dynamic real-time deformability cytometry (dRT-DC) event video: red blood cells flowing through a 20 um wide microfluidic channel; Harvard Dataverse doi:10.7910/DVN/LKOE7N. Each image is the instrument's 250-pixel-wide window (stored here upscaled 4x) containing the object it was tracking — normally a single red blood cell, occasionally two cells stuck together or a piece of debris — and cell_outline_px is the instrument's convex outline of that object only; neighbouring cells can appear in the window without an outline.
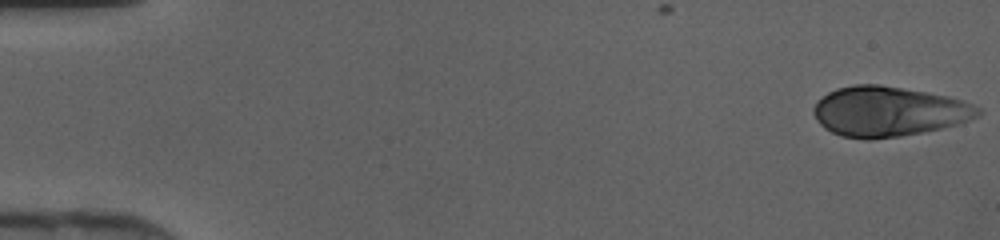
{"species": "human", "species_latin": "Homo sapiens", "temperature_condition": "cold", "stored_images_in_passage": 45, "camera_frame_rate_fps": 3000, "um_per_image_px": 0.085, "donor": {"sex": "female"}, "frame": {"image": 1, "passage_image": 1, "time_ms": 0.0, "image_size_px": [1000, 240], "cell_outline_px": [[984, 112], [980, 116], [956, 124], [940, 128], [900, 136], [868, 140], [840, 136], [824, 128], [816, 120], [812, 112], [812, 108], [828, 92], [836, 88], [856, 84], [880, 84], [948, 96], [972, 104], [980, 108]], "centroid_in_image_um": [75.5, 9.47], "position_along_channel_um": 9.5, "area_um2": 47.8}}
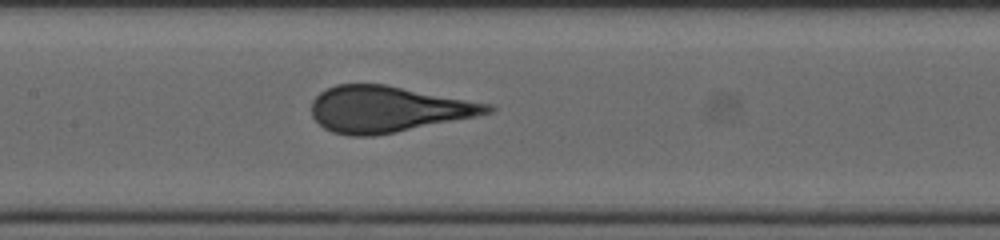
{"frame": {"image": 2, "passage_image": 22, "time_ms": 7.0, "image_size_px": [1000, 240], "cell_outline_px": [[496, 108], [492, 112], [476, 116], [396, 132], [372, 136], [348, 136], [332, 132], [324, 128], [312, 116], [312, 100], [320, 92], [336, 84], [384, 84], [492, 104]], "centroid_in_image_um": [32.96, 9.28], "position_along_channel_um": 174.4, "area_um2": 47.16}}
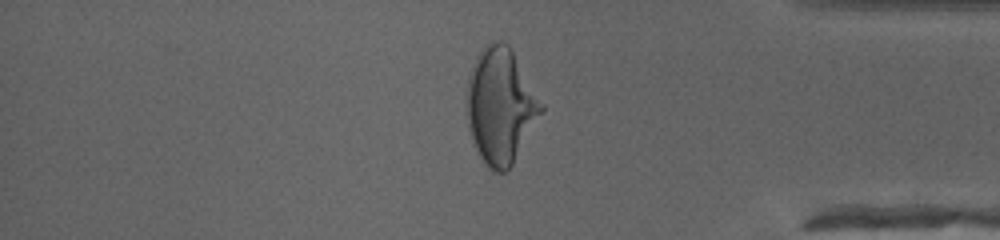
{"frame": {"image": 3, "passage_image": 38, "time_ms": 12.333, "image_size_px": [1000, 240], "cell_outline_px": [[544, 112], [512, 164], [504, 172], [492, 172], [484, 164], [472, 140], [468, 128], [468, 76], [472, 64], [476, 56], [488, 44], [496, 40], [500, 40], [508, 44], [544, 104]], "centroid_in_image_um": [42.57, 9.02], "position_along_channel_um": 392.6, "area_um2": 49.94}}